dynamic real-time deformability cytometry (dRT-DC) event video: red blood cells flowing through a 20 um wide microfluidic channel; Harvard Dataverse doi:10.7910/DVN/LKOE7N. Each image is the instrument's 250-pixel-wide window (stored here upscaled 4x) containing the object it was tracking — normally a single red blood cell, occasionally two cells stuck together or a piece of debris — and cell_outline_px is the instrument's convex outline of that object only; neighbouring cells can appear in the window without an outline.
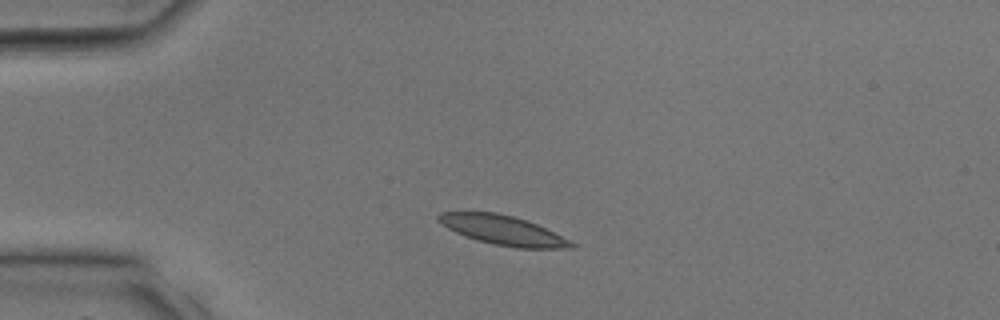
{"species": "common noctule bat (a hibernating species)", "species_latin": "Nyctalus noctula", "temperature_condition": "room temperature", "stored_images_in_passage": 25, "camera_frame_rate_fps": 3000, "um_per_image_px": 0.085, "animal": {"sex": "male", "body_mass_g": 17.9, "forearm_length_mm": 54.2}, "frame": {"image": 1, "passage_image": 1, "time_ms": 0.0, "image_size_px": [1000, 320], "cell_outline_px": [[576, 244], [572, 248], [516, 248], [492, 244], [476, 240], [456, 232], [448, 228], [436, 220], [436, 216], [440, 212], [496, 212], [512, 216], [536, 224]], "centroid_in_image_um": [42.69, 19.57], "position_along_channel_um": 42.3, "area_um2": 22.43}}
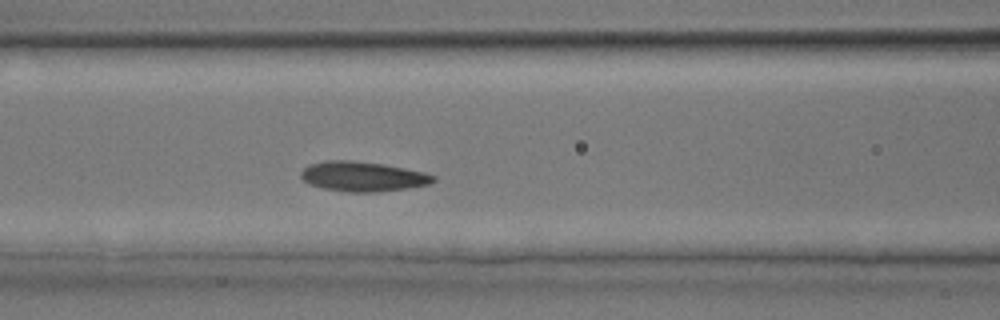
{"frame": {"image": 2, "passage_image": 7, "time_ms": 2.0, "image_size_px": [1000, 320], "cell_outline_px": [[436, 180], [428, 184], [408, 188], [376, 192], [348, 192], [324, 188], [308, 184], [300, 176], [300, 172], [308, 164], [328, 160], [352, 160], [384, 164], [424, 172], [436, 176]], "centroid_in_image_um": [30.82, 14.99], "position_along_channel_um": 135.8, "area_um2": 23.06}}
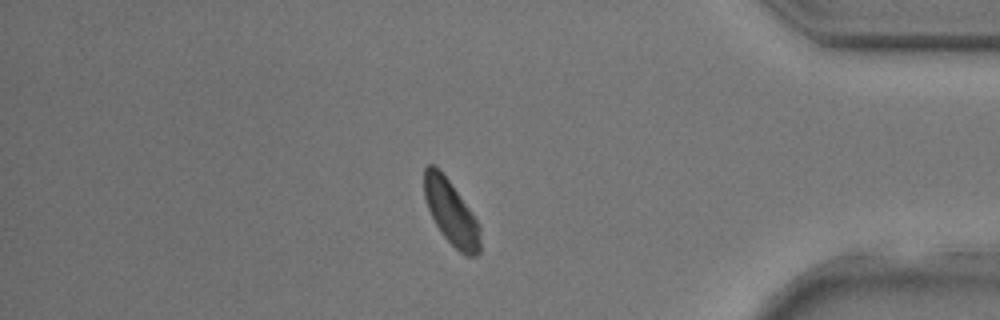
{"frame": {"image": 3, "passage_image": 21, "time_ms": 6.667, "image_size_px": [1000, 320], "cell_outline_px": [[480, 252], [476, 256], [464, 256], [440, 232], [428, 208], [424, 196], [424, 168], [428, 164], [432, 164], [448, 180], [468, 208], [476, 220], [480, 228]], "centroid_in_image_um": [38.34, 18.11], "position_along_channel_um": 396.9, "area_um2": 20.46}}